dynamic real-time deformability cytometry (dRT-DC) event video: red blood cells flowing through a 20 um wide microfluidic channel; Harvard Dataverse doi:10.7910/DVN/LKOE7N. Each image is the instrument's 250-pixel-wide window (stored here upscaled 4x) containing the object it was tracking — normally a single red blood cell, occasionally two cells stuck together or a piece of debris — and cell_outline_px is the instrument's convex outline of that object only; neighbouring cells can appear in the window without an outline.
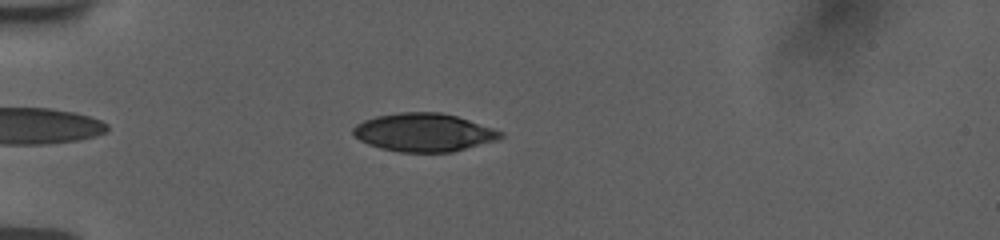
{"species": "human", "species_latin": "Homo sapiens", "temperature_condition": "room temperature", "stored_images_in_passage": 45, "camera_frame_rate_fps": 3000, "um_per_image_px": 0.085, "donor": {"sex": "female"}, "frame": {"image": 1, "passage_image": 6, "time_ms": 1.667, "image_size_px": [1000, 240], "cell_outline_px": [[504, 136], [492, 140], [452, 152], [400, 152], [380, 148], [368, 144], [360, 140], [352, 132], [352, 128], [356, 124], [364, 120], [376, 116], [400, 112], [440, 112], [456, 116], [504, 132]], "centroid_in_image_um": [35.97, 11.25], "position_along_channel_um": 49.0, "area_um2": 32.43}}
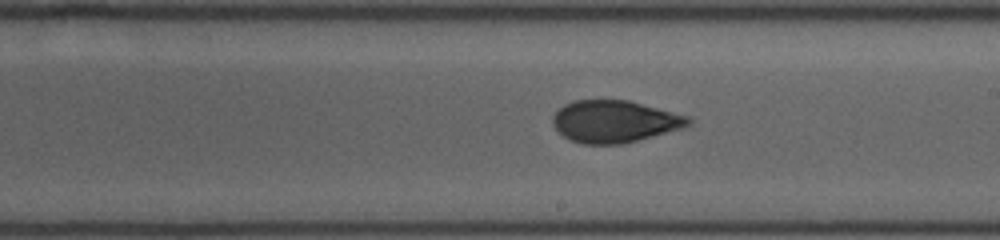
{"frame": {"image": 2, "passage_image": 23, "time_ms": 7.333, "image_size_px": [1000, 240], "cell_outline_px": [[692, 120], [688, 124], [680, 128], [636, 140], [620, 144], [580, 144], [564, 136], [552, 124], [552, 116], [564, 104], [576, 100], [628, 100], [688, 116]], "centroid_in_image_um": [52.18, 10.31], "position_along_channel_um": 236.8, "area_um2": 32.71}}
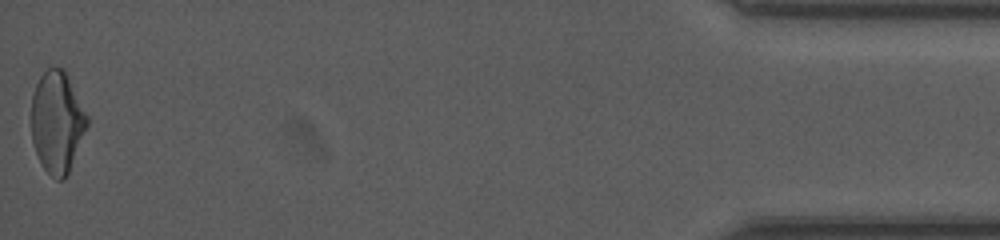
{"frame": {"image": 3, "passage_image": 45, "time_ms": 14.667, "image_size_px": [1000, 240], "cell_outline_px": [[88, 124], [68, 172], [64, 180], [56, 180], [40, 164], [32, 140], [32, 96], [36, 84], [40, 76], [52, 64], [64, 68], [88, 116]], "centroid_in_image_um": [4.85, 10.33], "position_along_channel_um": 430.4, "area_um2": 32.89}, "authors_computed_cell_mechanics": {"area_um2": 33.0616, "velocity_mm_per_s": 3.764, "shape_relaxation_time_tau1_ms": 7.0764, "shape_relaxation_time_tau2_ms": 1.948, "deformation_change_tau1": 0.165, "deformation_change_tau2": 0.0726}}